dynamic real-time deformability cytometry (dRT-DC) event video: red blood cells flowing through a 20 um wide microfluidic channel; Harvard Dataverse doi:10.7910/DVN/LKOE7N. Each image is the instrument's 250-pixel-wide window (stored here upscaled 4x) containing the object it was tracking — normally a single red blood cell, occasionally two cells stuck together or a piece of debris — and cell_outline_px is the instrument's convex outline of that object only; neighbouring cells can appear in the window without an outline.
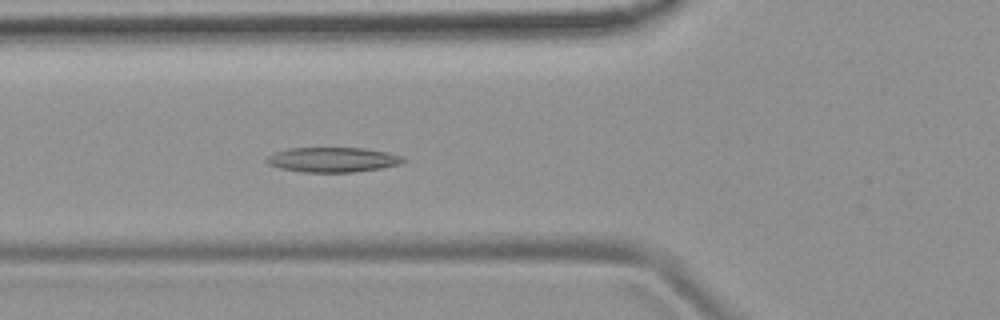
{"species": "common noctule bat (a hibernating species)", "species_latin": "Nyctalus noctula", "temperature_condition": "room temperature", "stored_images_in_passage": 42, "camera_frame_rate_fps": 3000, "um_per_image_px": 0.085, "animal": {"sex": "female", "body_mass_g": 19.9}, "frame": {"image": 1, "passage_image": 8, "time_ms": 2.333, "image_size_px": [1000, 320], "cell_outline_px": [[408, 160], [400, 164], [380, 168], [352, 172], [304, 172], [280, 168], [268, 164], [264, 160], [268, 156], [276, 152], [288, 148], [364, 148], [388, 152], [400, 156]], "centroid_in_image_um": [28.28, 13.57], "position_along_channel_um": 97.5, "area_um2": 19.71}}
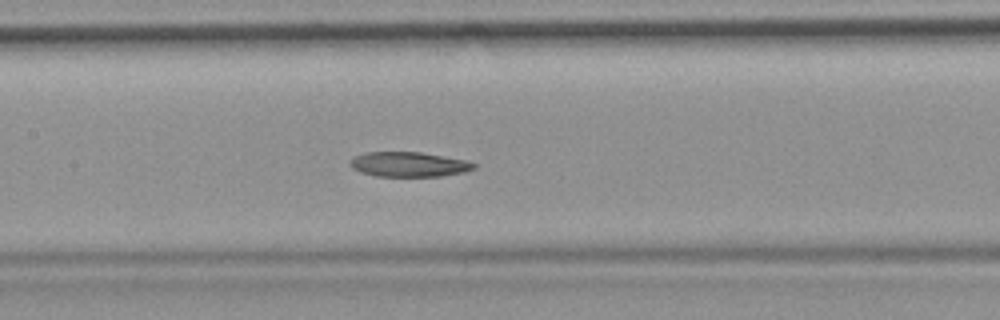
{"frame": {"image": 2, "passage_image": 14, "time_ms": 4.333, "image_size_px": [1000, 320], "cell_outline_px": [[476, 168], [464, 172], [440, 176], [376, 176], [360, 172], [352, 168], [348, 164], [356, 156], [364, 152], [420, 152], [468, 160], [476, 164]], "centroid_in_image_um": [34.77, 13.97], "position_along_channel_um": 172.6, "area_um2": 17.92}}
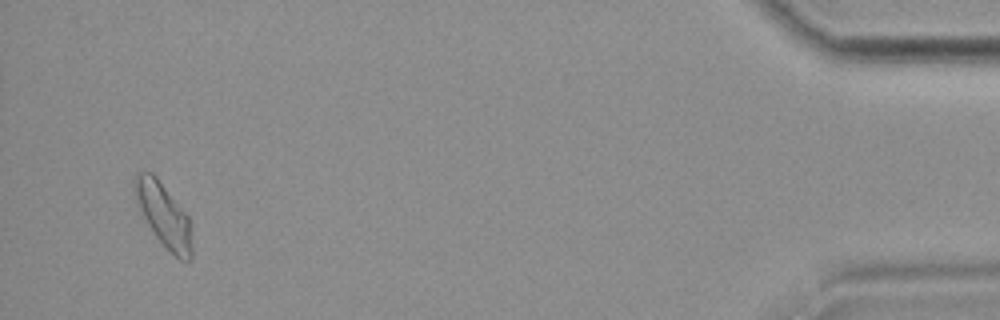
{"frame": {"image": 3, "passage_image": 40, "time_ms": 13.0, "image_size_px": [1000, 320], "cell_outline_px": [[192, 260], [180, 260], [168, 252], [156, 236], [148, 224], [136, 200], [132, 184], [132, 180], [136, 172], [152, 172], [156, 176], [188, 216], [192, 244]], "centroid_in_image_um": [13.9, 18.28], "position_along_channel_um": 421.3, "area_um2": 21.15}, "authors_computed_cell_mechanics": {"area_um2": 19.1318, "velocity_mm_per_s": 3.7492, "shape_relaxation_time_tau1_ms": null, "shape_relaxation_time_tau2_ms": 10.136, "deformation_change_tau1": null, "deformation_change_tau2": 0.1719}}